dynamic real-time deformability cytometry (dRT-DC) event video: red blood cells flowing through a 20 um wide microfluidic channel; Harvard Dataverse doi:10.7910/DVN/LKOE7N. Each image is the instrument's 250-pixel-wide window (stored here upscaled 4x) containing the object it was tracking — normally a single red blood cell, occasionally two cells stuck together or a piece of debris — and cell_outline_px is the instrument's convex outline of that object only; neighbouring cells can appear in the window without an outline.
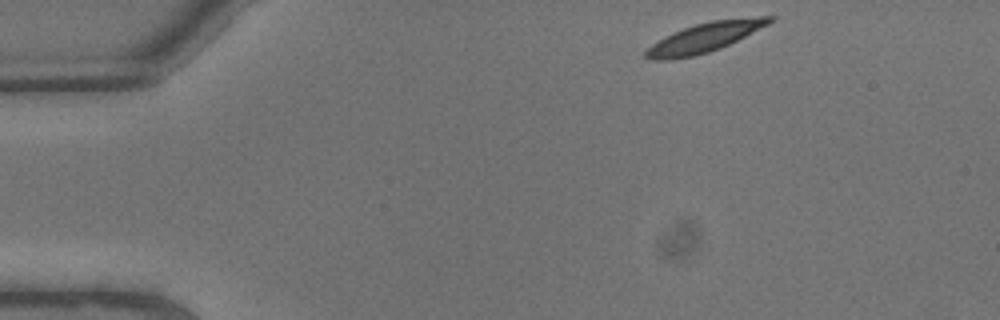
{"species": "common noctule bat (a hibernating species)", "species_latin": "Nyctalus noctula", "temperature_condition": "warm", "stored_images_in_passage": 7, "camera_frame_rate_fps": 3000, "um_per_image_px": 0.085, "animal": {"sex": "male", "body_mass_g": 13.3}, "frame": {"image": 1, "passage_image": 1, "time_ms": 0.0, "image_size_px": [1000, 320], "cell_outline_px": [[776, 20], [720, 48], [708, 52], [692, 56], [668, 60], [648, 60], [644, 56], [644, 52], [652, 44], [664, 36], [684, 28], [696, 24], [712, 20], [760, 16], [776, 16]], "centroid_in_image_um": [59.87, 3.18], "position_along_channel_um": 25.1, "area_um2": 20.98}}
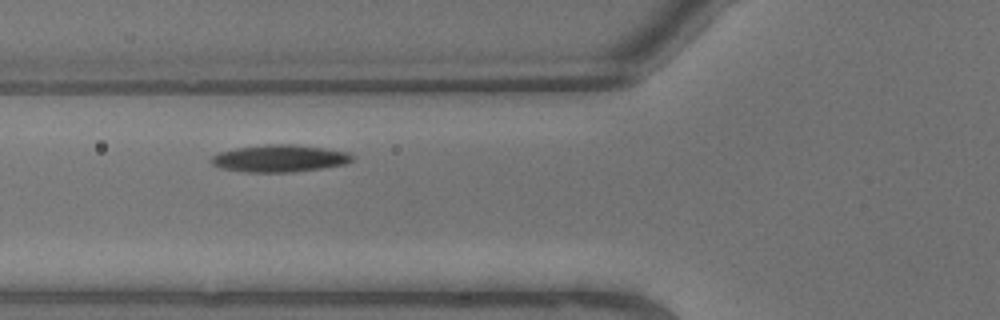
{"frame": {"image": 2, "passage_image": 6, "time_ms": 1.667, "image_size_px": [1000, 320], "cell_outline_px": [[352, 160], [344, 164], [324, 168], [292, 172], [244, 172], [220, 168], [212, 164], [208, 160], [212, 156], [220, 152], [236, 148], [264, 144], [292, 144], [324, 148], [348, 152], [352, 156]], "centroid_in_image_um": [23.72, 13.46], "position_along_channel_um": 102.1, "area_um2": 22.37}}
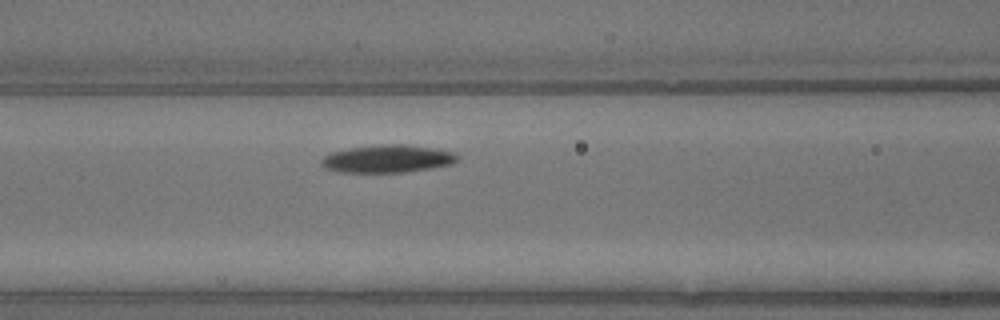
{"frame": {"image": 3, "passage_image": 7, "time_ms": 2.0, "image_size_px": [1000, 320], "cell_outline_px": [[460, 160], [452, 164], [432, 168], [404, 172], [336, 172], [324, 168], [320, 164], [320, 160], [324, 156], [332, 152], [348, 148], [384, 144], [408, 144], [456, 152]], "centroid_in_image_um": [32.94, 13.49], "position_along_channel_um": 133.7, "area_um2": 22.2}}